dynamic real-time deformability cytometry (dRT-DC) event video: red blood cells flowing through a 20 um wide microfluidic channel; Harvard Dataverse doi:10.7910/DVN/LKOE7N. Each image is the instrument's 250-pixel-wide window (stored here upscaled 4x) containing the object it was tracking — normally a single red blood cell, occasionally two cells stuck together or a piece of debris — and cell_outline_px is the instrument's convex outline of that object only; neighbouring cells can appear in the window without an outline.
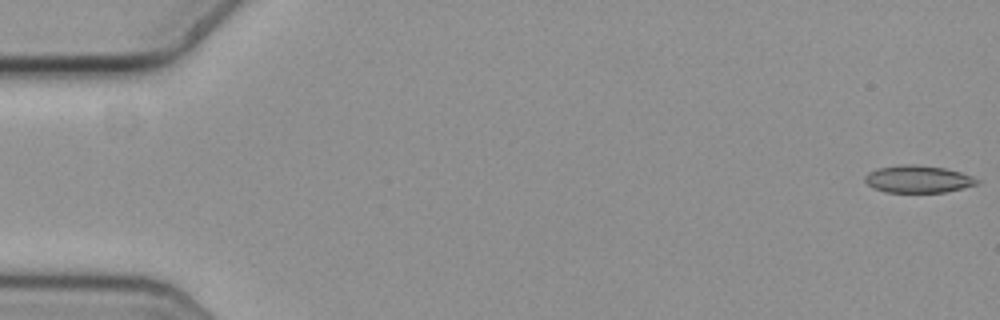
{"species": "common noctule bat (a hibernating species)", "species_latin": "Nyctalus noctula", "temperature_condition": "cold", "stored_images_in_passage": 8, "camera_frame_rate_fps": 3000, "um_per_image_px": 0.085, "animal": {"sex": "female", "body_mass_g": 19.3, "forearm_length_mm": 54.1}, "frame": {"image": 1, "passage_image": 1, "time_ms": 0.0, "image_size_px": [1000, 320], "cell_outline_px": [[980, 180], [976, 184], [944, 192], [884, 192], [872, 188], [864, 180], [864, 176], [868, 172], [876, 168], [904, 164], [916, 164], [944, 168], [960, 172], [972, 176]], "centroid_in_image_um": [77.97, 15.22], "position_along_channel_um": 7.0, "area_um2": 17.8}}